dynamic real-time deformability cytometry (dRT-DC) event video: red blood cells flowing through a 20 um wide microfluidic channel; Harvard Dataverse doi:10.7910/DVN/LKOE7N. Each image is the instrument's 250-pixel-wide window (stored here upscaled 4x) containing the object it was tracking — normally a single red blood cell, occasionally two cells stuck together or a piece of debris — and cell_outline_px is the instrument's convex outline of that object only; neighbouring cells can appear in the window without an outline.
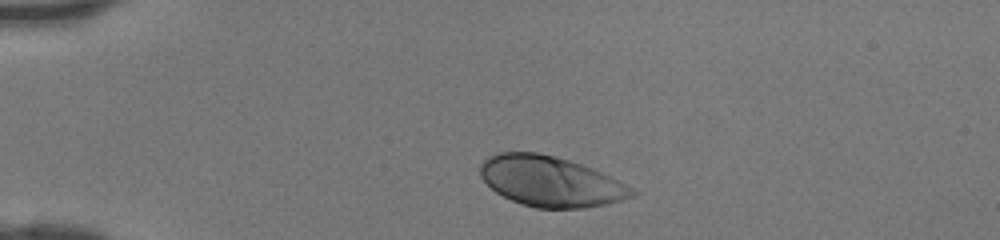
{"species": "human", "species_latin": "Homo sapiens", "temperature_condition": "room temperature", "stored_images_in_passage": 38, "camera_frame_rate_fps": 3000, "um_per_image_px": 0.085, "donor": {"sex": "female"}, "frame": {"image": 1, "passage_image": 3, "time_ms": 0.667, "image_size_px": [1000, 240], "cell_outline_px": [[640, 192], [636, 196], [608, 204], [584, 208], [536, 208], [512, 200], [496, 192], [480, 176], [480, 164], [488, 156], [496, 152], [540, 152], [568, 160], [592, 168], [612, 176]], "centroid_in_image_um": [46.84, 15.41], "position_along_channel_um": 38.2, "area_um2": 44.68}}
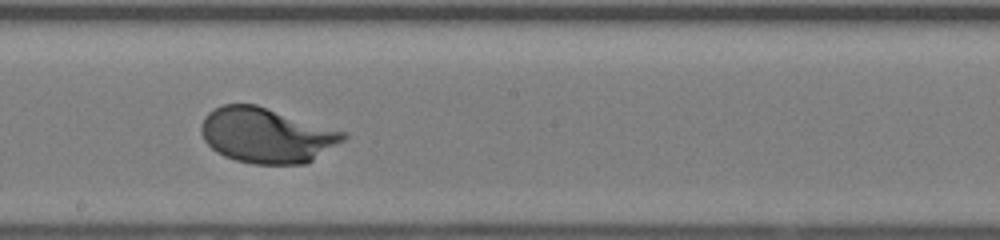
{"frame": {"image": 2, "passage_image": 19, "time_ms": 6.0, "image_size_px": [1000, 240], "cell_outline_px": [[348, 136], [344, 140], [312, 160], [304, 164], [252, 164], [236, 160], [224, 156], [216, 152], [204, 140], [200, 132], [200, 128], [204, 116], [208, 112], [224, 104], [256, 104], [348, 132]], "centroid_in_image_um": [22.66, 11.49], "position_along_channel_um": 225.5, "area_um2": 45.78}}
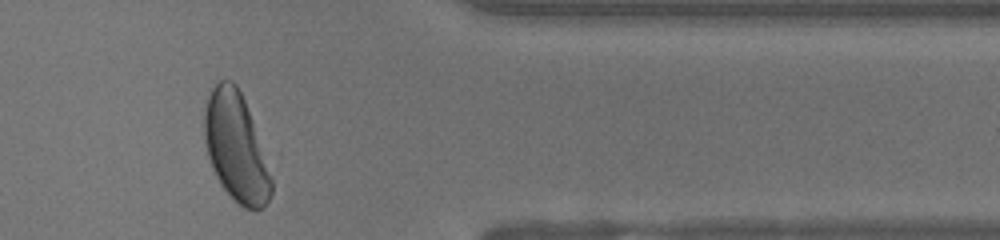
{"frame": {"image": 3, "passage_image": 31, "time_ms": 10.0, "image_size_px": [1000, 240], "cell_outline_px": [[272, 192], [264, 208], [244, 208], [220, 184], [212, 168], [208, 156], [204, 140], [204, 100], [212, 88], [220, 80], [232, 80], [236, 84], [244, 100], [272, 180]], "centroid_in_image_um": [20.0, 12.48], "position_along_channel_um": 391.4, "area_um2": 41.5}}